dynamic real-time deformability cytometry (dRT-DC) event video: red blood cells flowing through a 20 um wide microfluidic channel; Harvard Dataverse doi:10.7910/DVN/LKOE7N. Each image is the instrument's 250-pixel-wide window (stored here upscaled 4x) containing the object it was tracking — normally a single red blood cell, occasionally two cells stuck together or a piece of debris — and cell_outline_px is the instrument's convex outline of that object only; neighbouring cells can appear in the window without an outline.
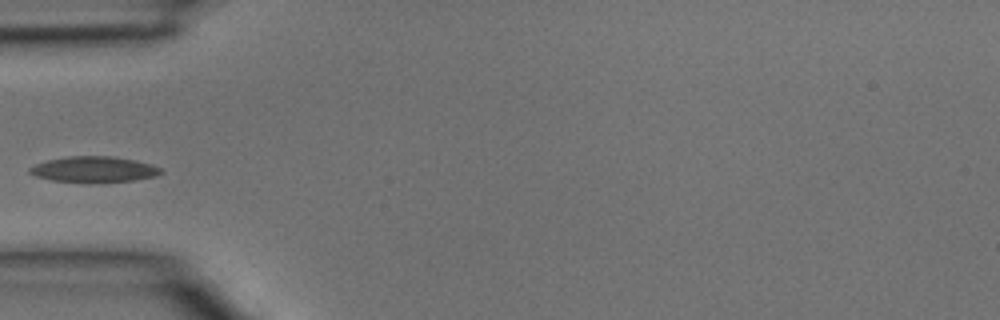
{"species": "common noctule bat (a hibernating species)", "species_latin": "Nyctalus noctula", "temperature_condition": "room temperature", "stored_images_in_passage": 27, "camera_frame_rate_fps": 3000, "um_per_image_px": 0.085, "animal": {"sex": "male", "body_mass_g": 15.6}, "frame": {"image": 1, "passage_image": 1, "time_ms": 0.0, "image_size_px": [1000, 320], "cell_outline_px": [[164, 172], [156, 176], [136, 180], [52, 180], [36, 176], [28, 172], [28, 168], [36, 164], [48, 160], [68, 156], [112, 156], [136, 160], [152, 164], [164, 168]], "centroid_in_image_um": [8.05, 14.35], "position_along_channel_um": 76.9, "area_um2": 19.07}}
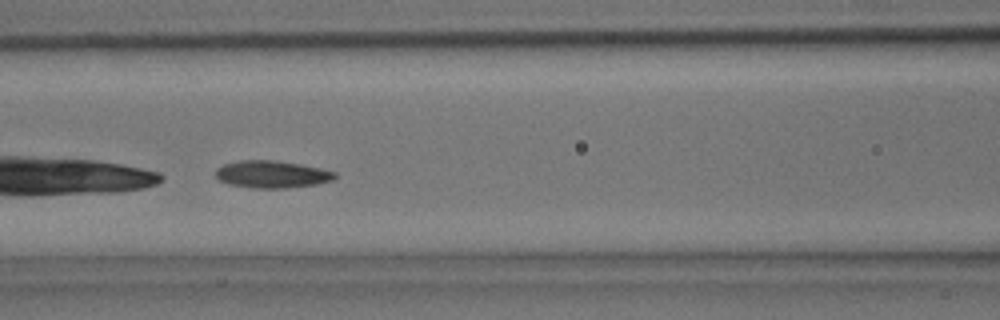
{"frame": {"image": 2, "passage_image": 5, "time_ms": 1.333, "image_size_px": [1000, 320], "cell_outline_px": [[336, 176], [332, 180], [316, 184], [288, 188], [252, 188], [228, 184], [220, 180], [216, 176], [216, 168], [224, 164], [240, 160], [272, 160], [300, 164], [320, 168], [336, 172]], "centroid_in_image_um": [23.1, 14.82], "position_along_channel_um": 143.5, "area_um2": 18.9}}